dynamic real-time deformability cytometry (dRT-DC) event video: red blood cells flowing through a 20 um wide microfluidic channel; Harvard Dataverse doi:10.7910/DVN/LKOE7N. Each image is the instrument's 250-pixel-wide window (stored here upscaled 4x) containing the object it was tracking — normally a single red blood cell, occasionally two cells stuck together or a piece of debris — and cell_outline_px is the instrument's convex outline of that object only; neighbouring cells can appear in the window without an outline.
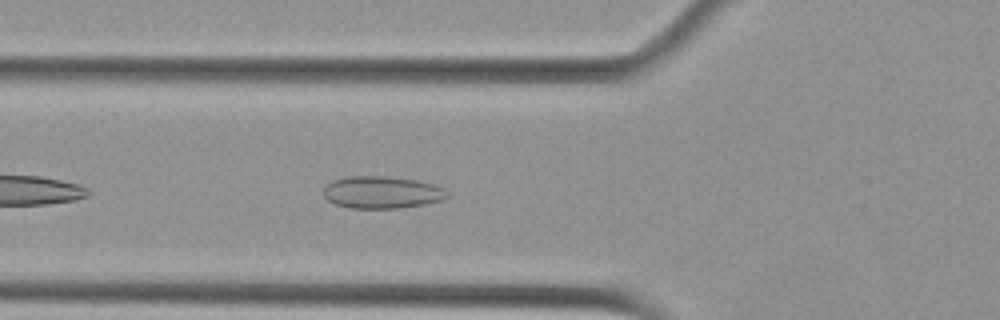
{"species": "Egyptian fruit bat (a non-hibernating species)", "species_latin": "Rousettus aegyptiacus", "temperature_condition": "cold", "stored_images_in_passage": 41, "camera_frame_rate_fps": 3000, "um_per_image_px": 0.085, "animal": {"sex": "female"}, "frame": {"image": 1, "passage_image": 6, "time_ms": 1.667, "image_size_px": [1000, 320], "cell_outline_px": [[448, 196], [444, 200], [424, 204], [400, 208], [352, 208], [336, 204], [328, 200], [324, 196], [324, 188], [332, 180], [348, 176], [388, 176], [416, 180], [432, 184], [444, 188]], "centroid_in_image_um": [32.47, 16.34], "position_along_channel_um": 93.3, "area_um2": 23.18}}
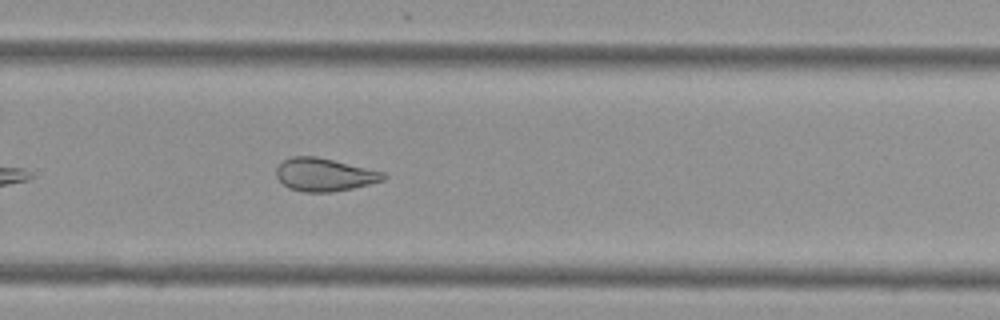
{"frame": {"image": 2, "passage_image": 23, "time_ms": 7.333, "image_size_px": [1000, 320], "cell_outline_px": [[388, 176], [384, 180], [352, 188], [332, 192], [304, 192], [288, 188], [276, 176], [276, 168], [284, 160], [292, 156], [316, 156], [384, 172]], "centroid_in_image_um": [27.56, 14.85], "position_along_channel_um": 302.2, "area_um2": 20.46}}
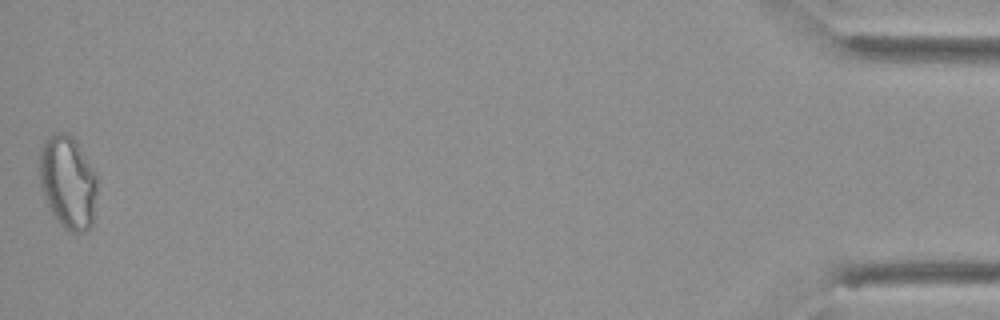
{"frame": {"image": 3, "passage_image": 41, "time_ms": 13.333, "image_size_px": [1000, 320], "cell_outline_px": [[96, 192], [92, 224], [84, 232], [72, 232], [64, 228], [56, 220], [44, 196], [40, 184], [40, 152], [44, 140], [48, 136], [56, 132], [68, 132], [76, 140], [92, 168], [96, 176]], "centroid_in_image_um": [5.76, 15.46], "position_along_channel_um": 429.4, "area_um2": 31.04}, "authors_computed_cell_mechanics": {"area_um2": 21.7328, "velocity_mm_per_s": 3.6838, "shape_relaxation_time_tau1_ms": null, "shape_relaxation_time_tau2_ms": 3.6111, "deformation_change_tau1": null, "deformation_change_tau2": 0.0869}}